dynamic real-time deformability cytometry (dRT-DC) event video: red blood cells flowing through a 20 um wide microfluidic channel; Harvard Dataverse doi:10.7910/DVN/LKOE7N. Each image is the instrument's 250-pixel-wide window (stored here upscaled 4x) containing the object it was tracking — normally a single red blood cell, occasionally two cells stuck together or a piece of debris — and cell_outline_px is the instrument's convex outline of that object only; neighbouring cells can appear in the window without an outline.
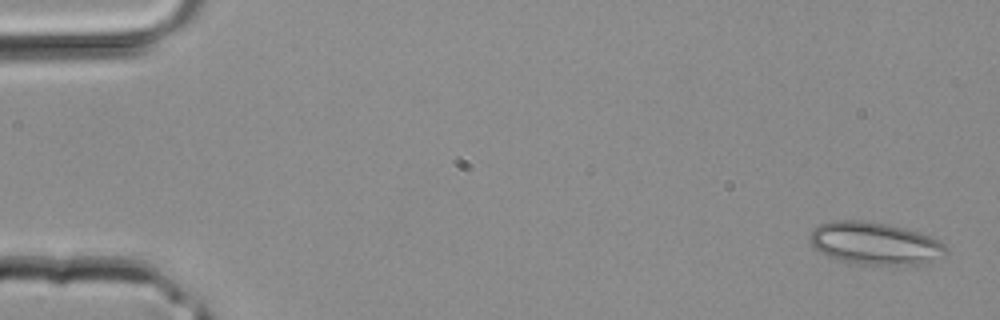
{"species": "common noctule bat (a hibernating species)", "species_latin": "Nyctalus noctula", "temperature_condition": "room temperature", "stored_images_in_passage": 4, "camera_frame_rate_fps": 3000, "um_per_image_px": 0.085, "animal": {"sex": "male", "body_mass_g": 20.4}, "frame": {"image": 1, "passage_image": 1, "time_ms": 0.0, "image_size_px": [1000, 320], "cell_outline_px": [[948, 252], [924, 264], [860, 264], [840, 260], [828, 256], [820, 252], [812, 244], [812, 228], [820, 224], [836, 220], [856, 220], [888, 224], [916, 232], [928, 236], [944, 244], [948, 248]], "centroid_in_image_um": [74.36, 20.69], "position_along_channel_um": 10.6, "area_um2": 32.95}}